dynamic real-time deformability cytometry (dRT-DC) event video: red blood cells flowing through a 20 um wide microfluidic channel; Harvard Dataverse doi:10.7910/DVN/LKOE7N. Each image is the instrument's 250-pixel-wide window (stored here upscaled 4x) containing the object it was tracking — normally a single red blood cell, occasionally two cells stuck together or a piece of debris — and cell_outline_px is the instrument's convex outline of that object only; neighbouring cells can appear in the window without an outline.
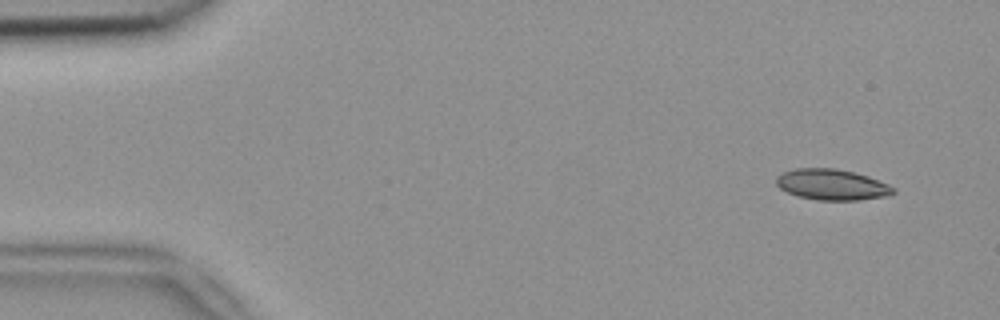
{"species": "common noctule bat (a hibernating species)", "species_latin": "Nyctalus noctula", "temperature_condition": "room temperature", "stored_images_in_passage": 4, "camera_frame_rate_fps": 3000, "um_per_image_px": 0.085, "animal": {"sex": "female", "body_mass_g": 18.4}, "frame": {"image": 1, "passage_image": 1, "time_ms": 0.0, "image_size_px": [1000, 320], "cell_outline_px": [[896, 192], [884, 196], [860, 200], [816, 200], [796, 196], [780, 188], [776, 184], [776, 176], [784, 172], [796, 168], [836, 168], [868, 176], [888, 184], [896, 188]], "centroid_in_image_um": [70.7, 15.69], "position_along_channel_um": 14.3, "area_um2": 21.04}}
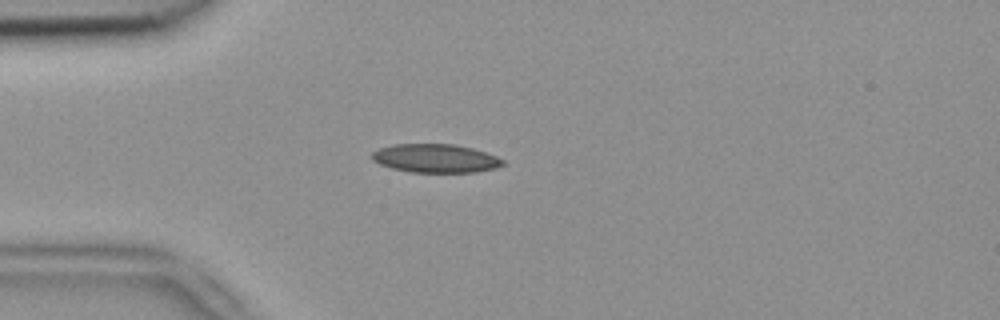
{"frame": {"image": 2, "passage_image": 4, "time_ms": 1.0, "image_size_px": [1000, 320], "cell_outline_px": [[504, 164], [496, 168], [476, 172], [408, 172], [392, 168], [380, 164], [372, 160], [372, 152], [380, 148], [392, 144], [452, 144], [472, 148], [496, 156], [504, 160]], "centroid_in_image_um": [37.01, 13.46], "position_along_channel_um": 48.0, "area_um2": 21.73}}